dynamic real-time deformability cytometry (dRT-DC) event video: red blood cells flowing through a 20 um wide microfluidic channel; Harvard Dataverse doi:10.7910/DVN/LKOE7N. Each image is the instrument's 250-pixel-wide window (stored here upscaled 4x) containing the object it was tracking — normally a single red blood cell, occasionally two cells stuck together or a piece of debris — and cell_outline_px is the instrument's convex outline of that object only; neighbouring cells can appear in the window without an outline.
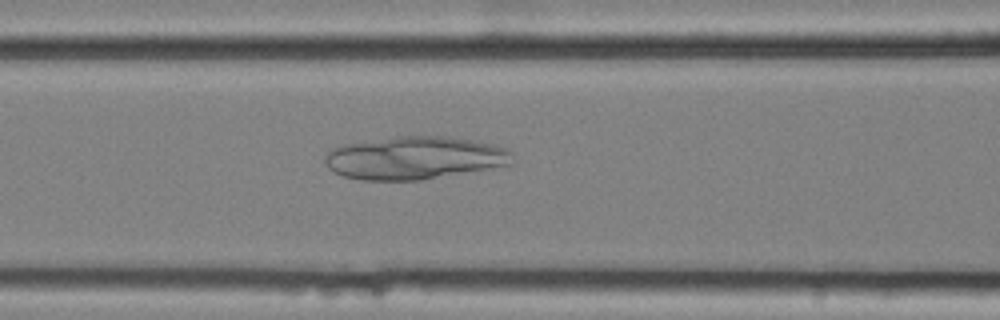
{"species": "common noctule bat (a hibernating species)", "species_latin": "Nyctalus noctula", "temperature_condition": "cold", "stored_images_in_passage": 49, "camera_frame_rate_fps": 3000, "um_per_image_px": 0.085, "animal": {"sex": "female", "body_mass_g": 25.1}, "frame": {"image": 1, "passage_image": 24, "time_ms": 7.667, "image_size_px": [1000, 320], "cell_outline_px": [[512, 164], [420, 180], [360, 180], [344, 176], [332, 172], [328, 168], [324, 160], [324, 156], [332, 148], [340, 144], [396, 136], [448, 136], [472, 140], [492, 144], [508, 148], [512, 152]], "centroid_in_image_um": [35.19, 13.41], "position_along_channel_um": 131.4, "area_um2": 47.05}}
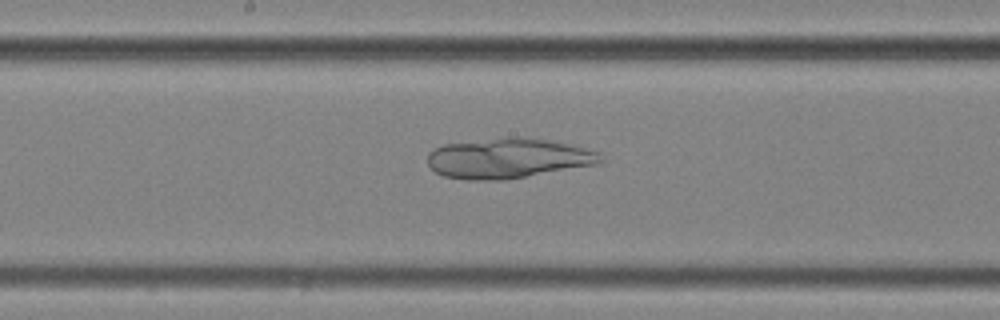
{"frame": {"image": 2, "passage_image": 30, "time_ms": 9.667, "image_size_px": [1000, 320], "cell_outline_px": [[604, 160], [600, 164], [504, 180], [468, 180], [444, 176], [436, 172], [428, 164], [428, 152], [444, 144], [508, 136], [520, 136], [548, 140], [572, 144], [600, 152]], "centroid_in_image_um": [43.24, 13.44], "position_along_channel_um": 205.0, "area_um2": 40.81}}
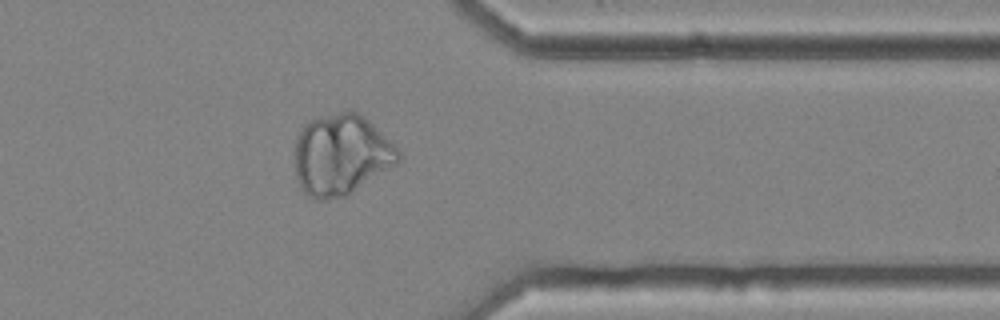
{"frame": {"image": 3, "passage_image": 45, "time_ms": 14.667, "image_size_px": [1000, 320], "cell_outline_px": [[400, 160], [396, 164], [344, 196], [328, 200], [312, 200], [300, 188], [296, 176], [296, 140], [304, 124], [320, 116], [348, 108], [352, 108], [364, 116], [400, 152]], "centroid_in_image_um": [28.97, 13.13], "position_along_channel_um": 382.4, "area_um2": 48.55}}